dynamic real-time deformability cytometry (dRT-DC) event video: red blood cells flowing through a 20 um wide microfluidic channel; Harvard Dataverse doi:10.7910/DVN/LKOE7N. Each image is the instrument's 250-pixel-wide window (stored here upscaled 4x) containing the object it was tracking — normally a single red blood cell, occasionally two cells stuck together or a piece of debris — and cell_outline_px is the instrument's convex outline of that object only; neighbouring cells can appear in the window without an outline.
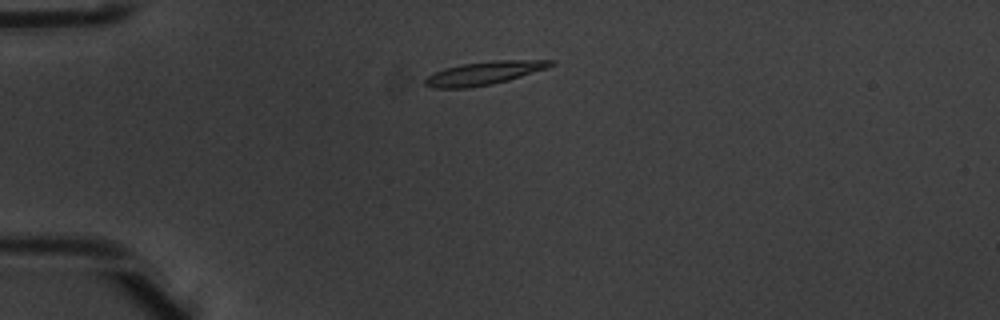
{"species": "common noctule bat (a hibernating species)", "species_latin": "Nyctalus noctula", "temperature_condition": "warm", "stored_images_in_passage": 6, "camera_frame_rate_fps": 3000, "um_per_image_px": 0.085, "animal": {"sex": "male", "body_mass_g": 20.1, "forearm_length_mm": 53.5}, "frame": {"image": 1, "passage_image": 2, "time_ms": 0.333, "image_size_px": [1000, 320], "cell_outline_px": [[556, 64], [548, 68], [508, 80], [492, 84], [468, 88], [432, 88], [424, 84], [424, 80], [428, 76], [444, 68], [460, 64], [492, 60], [556, 60]], "centroid_in_image_um": [41.17, 6.21], "position_along_channel_um": 43.8, "area_um2": 17.17}}